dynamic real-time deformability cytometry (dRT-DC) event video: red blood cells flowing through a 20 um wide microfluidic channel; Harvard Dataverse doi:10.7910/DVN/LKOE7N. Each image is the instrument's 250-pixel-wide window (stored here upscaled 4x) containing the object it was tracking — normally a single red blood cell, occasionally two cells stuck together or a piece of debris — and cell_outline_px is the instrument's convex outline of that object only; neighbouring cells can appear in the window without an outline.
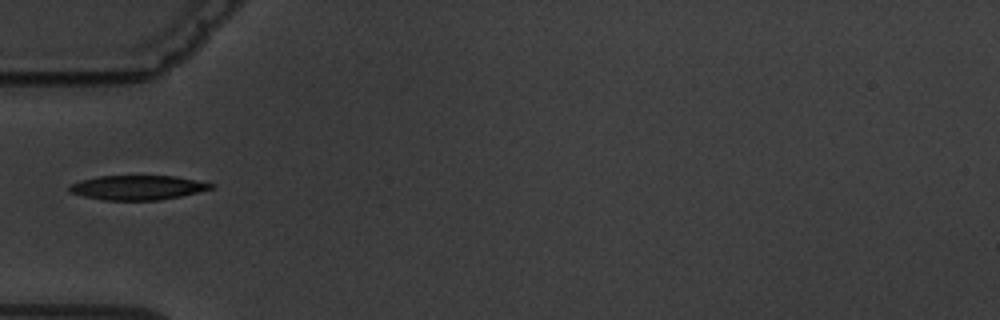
{"species": "common noctule bat (a hibernating species)", "species_latin": "Nyctalus noctula", "temperature_condition": "warm", "stored_images_in_passage": 7, "camera_frame_rate_fps": 3000, "um_per_image_px": 0.085, "animal": {"sex": "male", "body_mass_g": 19.5, "forearm_length_mm": 54.6}, "frame": {"image": 1, "passage_image": 7, "time_ms": 7.0, "image_size_px": [1000, 320], "cell_outline_px": [[216, 188], [180, 196], [160, 200], [104, 200], [84, 196], [68, 192], [68, 184], [80, 180], [96, 176], [176, 176], [216, 184]], "centroid_in_image_um": [11.69, 15.94], "position_along_channel_um": 73.3, "area_um2": 20.4}}